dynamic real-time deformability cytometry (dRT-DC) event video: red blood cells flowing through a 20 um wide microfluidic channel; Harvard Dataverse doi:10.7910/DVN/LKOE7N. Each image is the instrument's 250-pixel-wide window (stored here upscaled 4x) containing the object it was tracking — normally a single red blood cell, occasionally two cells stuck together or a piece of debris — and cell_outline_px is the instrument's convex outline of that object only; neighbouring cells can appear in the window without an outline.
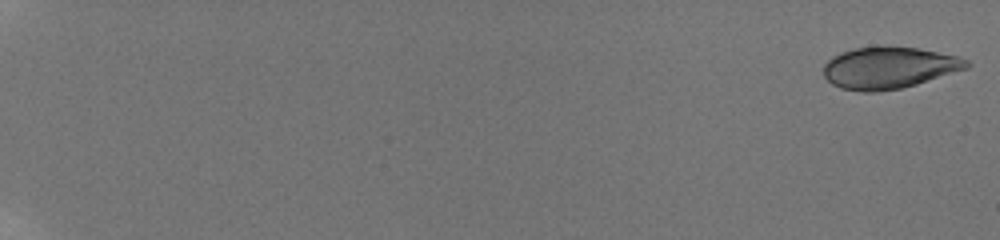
{"species": "human", "species_latin": "Homo sapiens", "temperature_condition": "room temperature", "stored_images_in_passage": 58, "camera_frame_rate_fps": 3000, "um_per_image_px": 0.085, "donor": {"sex": "male"}, "frame": {"image": 1, "passage_image": 1, "time_ms": 0.0, "image_size_px": [1000, 240], "cell_outline_px": [[972, 64], [968, 68], [916, 84], [900, 88], [876, 92], [860, 92], [840, 88], [832, 84], [824, 76], [824, 64], [832, 56], [840, 52], [856, 48], [920, 48], [956, 56], [968, 60]], "centroid_in_image_um": [75.55, 5.78], "position_along_channel_um": 9.4, "area_um2": 34.33}}
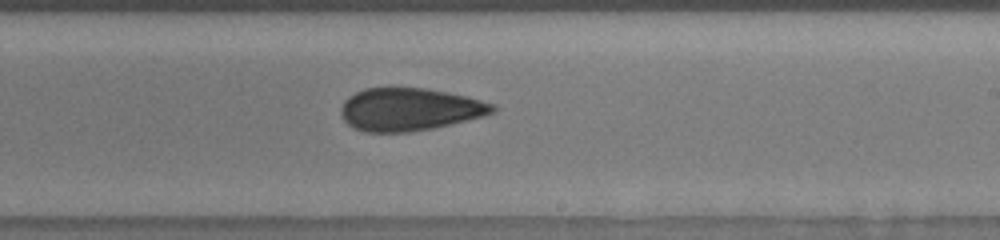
{"frame": {"image": 2, "passage_image": 40, "time_ms": 12.667, "image_size_px": [1000, 240], "cell_outline_px": [[496, 112], [484, 116], [452, 124], [432, 128], [408, 132], [364, 132], [352, 128], [340, 116], [340, 108], [344, 100], [348, 96], [364, 88], [424, 88], [448, 92], [496, 104]], "centroid_in_image_um": [34.79, 9.3], "position_along_channel_um": 254.2, "area_um2": 37.97}}
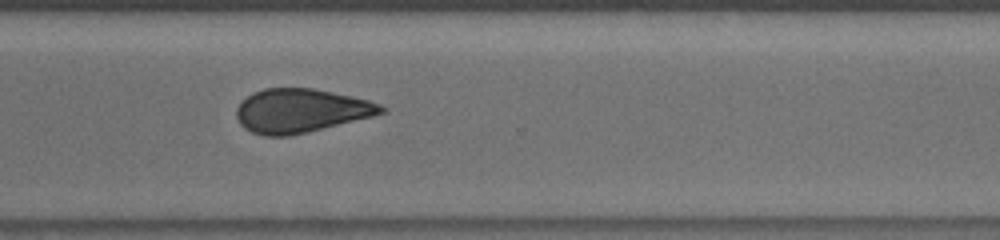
{"frame": {"image": 3, "passage_image": 44, "time_ms": 15.0, "image_size_px": [1000, 240], "cell_outline_px": [[388, 112], [308, 132], [288, 136], [264, 136], [252, 132], [244, 128], [240, 124], [236, 116], [236, 108], [252, 92], [264, 88], [312, 88], [332, 92], [368, 100], [380, 104], [388, 108]], "centroid_in_image_um": [25.57, 9.41], "position_along_channel_um": 345.0, "area_um2": 36.88}, "authors_computed_cell_mechanics": {"area_um2": 36.1828, "velocity_mm_per_s": 3.8951, "shape_relaxation_time_tau1_ms": null, "shape_relaxation_time_tau2_ms": 2.7554, "deformation_change_tau1": null, "deformation_change_tau2": 0.0648}}